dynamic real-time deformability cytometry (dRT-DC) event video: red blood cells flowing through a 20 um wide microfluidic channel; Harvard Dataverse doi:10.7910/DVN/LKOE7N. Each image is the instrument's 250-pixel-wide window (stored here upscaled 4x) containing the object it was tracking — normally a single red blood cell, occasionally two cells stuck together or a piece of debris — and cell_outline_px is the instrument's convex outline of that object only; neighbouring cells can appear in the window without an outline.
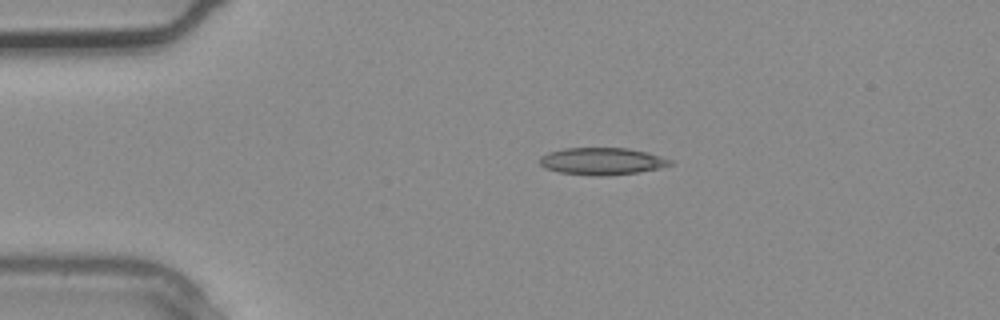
{"species": "common noctule bat (a hibernating species)", "species_latin": "Nyctalus noctula", "temperature_condition": "warm", "stored_images_in_passage": 2, "camera_frame_rate_fps": 3000, "um_per_image_px": 0.085, "animal": {"sex": "male", "body_mass_g": 20.4}, "frame": {"image": 1, "passage_image": 2, "time_ms": 0.333, "image_size_px": [1000, 320], "cell_outline_px": [[672, 164], [660, 168], [636, 172], [604, 176], [592, 176], [560, 172], [544, 168], [540, 164], [540, 156], [548, 152], [564, 148], [628, 148], [648, 152], [672, 160]], "centroid_in_image_um": [51.15, 13.7], "position_along_channel_um": 33.9, "area_um2": 20.63}}